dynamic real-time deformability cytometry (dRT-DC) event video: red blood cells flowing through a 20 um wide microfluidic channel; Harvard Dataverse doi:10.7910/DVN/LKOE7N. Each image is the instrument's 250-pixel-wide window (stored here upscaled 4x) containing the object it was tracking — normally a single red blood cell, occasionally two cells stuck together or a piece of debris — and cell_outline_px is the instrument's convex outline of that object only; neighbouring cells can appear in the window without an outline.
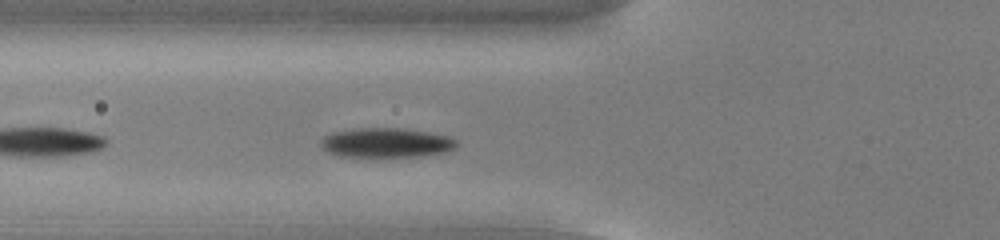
{"species": "common noctule bat (a hibernating species)", "species_latin": "Nyctalus noctula", "temperature_condition": "cold", "stored_images_in_passage": 15, "camera_frame_rate_fps": 3000, "um_per_image_px": 0.085, "animal": {"sex": "male", "body_mass_g": 13.0, "forearm_length_mm": 53.1}, "frame": {"image": 1, "passage_image": 5, "time_ms": 1.333, "image_size_px": [1000, 240], "cell_outline_px": [[460, 144], [456, 148], [444, 152], [420, 156], [340, 156], [328, 152], [320, 144], [320, 140], [324, 136], [332, 132], [356, 128], [404, 128], [452, 136]], "centroid_in_image_um": [32.87, 12.12], "position_along_channel_um": 92.9, "area_um2": 23.47}}
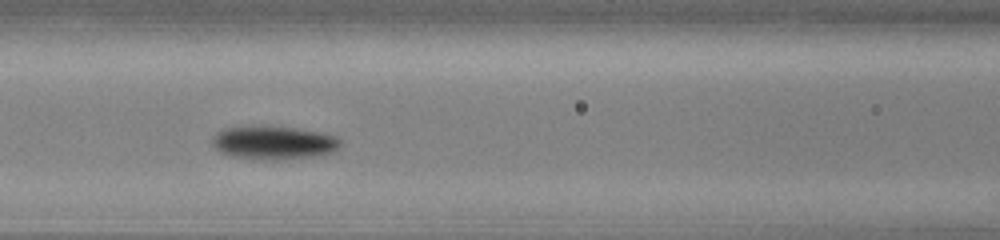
{"frame": {"image": 2, "passage_image": 9, "time_ms": 2.667, "image_size_px": [1000, 240], "cell_outline_px": [[340, 144], [332, 152], [312, 156], [280, 160], [260, 160], [232, 156], [220, 152], [212, 144], [212, 136], [216, 132], [224, 128], [292, 128], [316, 132], [336, 136], [340, 140]], "centroid_in_image_um": [23.22, 12.17], "position_along_channel_um": 143.4, "area_um2": 24.16}}
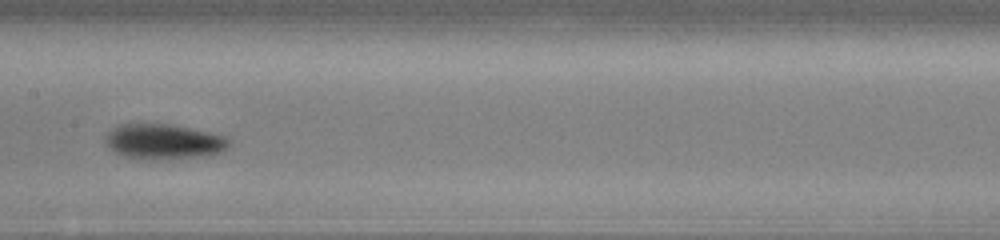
{"frame": {"image": 3, "passage_image": 13, "time_ms": 4.0, "image_size_px": [1000, 240], "cell_outline_px": [[228, 148], [220, 152], [208, 156], [152, 160], [136, 160], [124, 156], [116, 152], [104, 140], [108, 132], [112, 128], [120, 124], [172, 124], [208, 132], [224, 136], [228, 140]], "centroid_in_image_um": [13.9, 12.05], "position_along_channel_um": 193.5, "area_um2": 25.37}}